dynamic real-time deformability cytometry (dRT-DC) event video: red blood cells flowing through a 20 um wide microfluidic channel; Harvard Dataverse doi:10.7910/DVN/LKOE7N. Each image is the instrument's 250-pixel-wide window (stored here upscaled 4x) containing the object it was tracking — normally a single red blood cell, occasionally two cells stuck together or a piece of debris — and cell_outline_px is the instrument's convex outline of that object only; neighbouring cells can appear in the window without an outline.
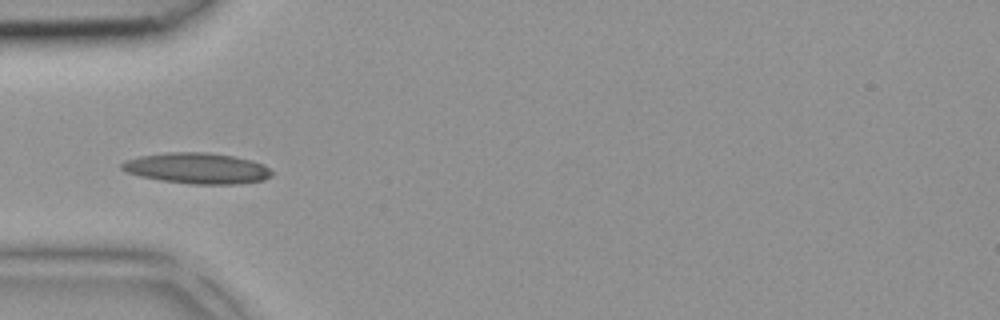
{"species": "common noctule bat (a hibernating species)", "species_latin": "Nyctalus noctula", "temperature_condition": "room temperature", "stored_images_in_passage": 5, "camera_frame_rate_fps": 3000, "um_per_image_px": 0.085, "animal": {"sex": "female", "body_mass_g": 18.4}, "frame": {"image": 1, "passage_image": 4, "time_ms": 1.0, "image_size_px": [1000, 320], "cell_outline_px": [[272, 176], [264, 180], [236, 184], [192, 184], [160, 180], [140, 176], [124, 172], [120, 168], [120, 164], [124, 160], [140, 156], [164, 152], [208, 152], [232, 156], [252, 160], [264, 164], [272, 172]], "centroid_in_image_um": [16.72, 14.3], "position_along_channel_um": 68.3, "area_um2": 27.17}}